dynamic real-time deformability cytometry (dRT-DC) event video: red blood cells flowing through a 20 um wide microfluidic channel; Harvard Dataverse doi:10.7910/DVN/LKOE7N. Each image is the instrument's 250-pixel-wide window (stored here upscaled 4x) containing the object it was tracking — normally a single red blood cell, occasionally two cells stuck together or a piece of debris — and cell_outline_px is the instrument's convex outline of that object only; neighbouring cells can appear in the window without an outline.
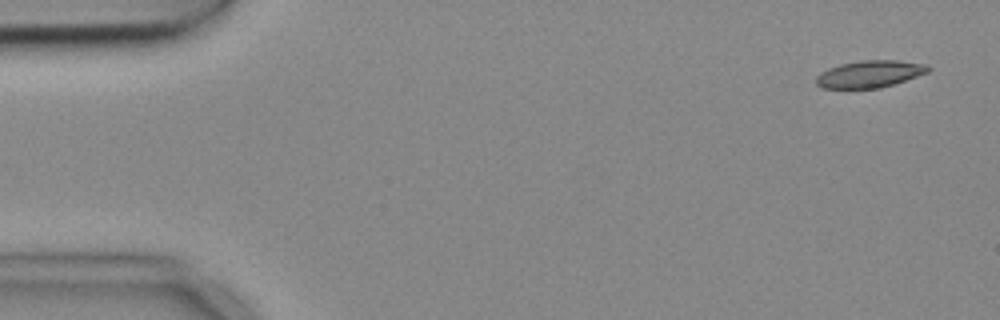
{"species": "common noctule bat (a hibernating species)", "species_latin": "Nyctalus noctula", "temperature_condition": "cold", "stored_images_in_passage": 5, "camera_frame_rate_fps": 3000, "um_per_image_px": 0.085, "animal": {"sex": "female", "body_mass_g": 18.4}, "frame": {"image": 1, "passage_image": 1, "time_ms": 0.0, "image_size_px": [1000, 320], "cell_outline_px": [[932, 68], [928, 72], [880, 88], [820, 88], [816, 84], [816, 76], [820, 72], [828, 68], [840, 64], [860, 60], [896, 60], [928, 64]], "centroid_in_image_um": [73.9, 6.28], "position_along_channel_um": 11.1, "area_um2": 17.69}}